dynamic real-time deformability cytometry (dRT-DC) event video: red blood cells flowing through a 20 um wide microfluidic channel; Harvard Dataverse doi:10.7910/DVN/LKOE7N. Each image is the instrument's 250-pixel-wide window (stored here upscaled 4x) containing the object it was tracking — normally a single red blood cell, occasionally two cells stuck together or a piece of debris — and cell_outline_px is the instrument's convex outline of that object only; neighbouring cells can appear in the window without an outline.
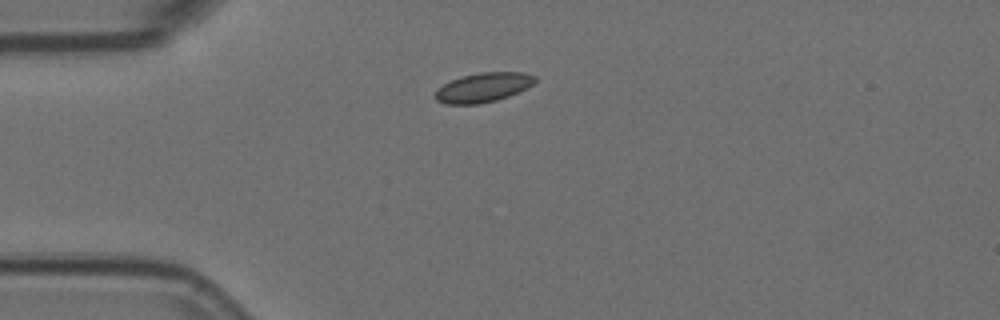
{"species": "Egyptian fruit bat (a non-hibernating species)", "species_latin": "Rousettus aegyptiacus", "temperature_condition": "room temperature", "stored_images_in_passage": 12, "camera_frame_rate_fps": 3000, "um_per_image_px": 0.085, "animal": {"sex": "female"}, "frame": {"image": 1, "passage_image": 2, "time_ms": 0.333, "image_size_px": [1000, 320], "cell_outline_px": [[536, 80], [532, 84], [508, 96], [496, 100], [480, 104], [444, 104], [436, 100], [436, 88], [452, 80], [464, 76], [480, 72], [524, 72], [536, 76]], "centroid_in_image_um": [41.05, 7.43], "position_along_channel_um": 43.9, "area_um2": 16.88}}
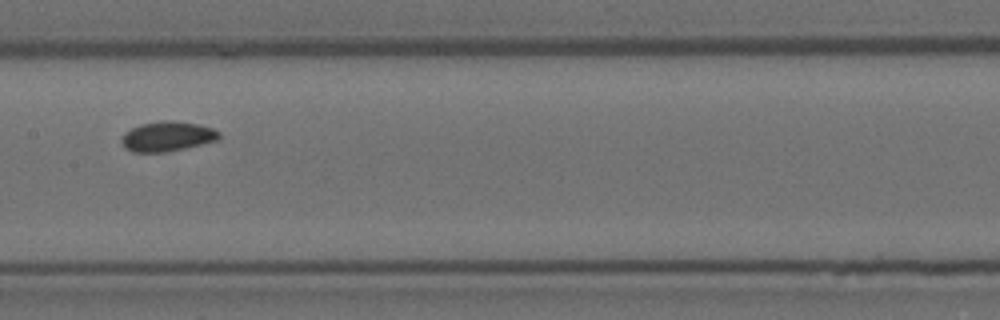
{"frame": {"image": 2, "passage_image": 6, "time_ms": 1.667, "image_size_px": [1000, 320], "cell_outline_px": [[220, 136], [216, 140], [184, 148], [164, 152], [132, 152], [124, 148], [120, 140], [124, 132], [140, 124], [160, 120], [172, 120], [196, 124], [212, 128], [220, 132]], "centroid_in_image_um": [14.16, 11.59], "position_along_channel_um": 193.2, "area_um2": 16.94}}
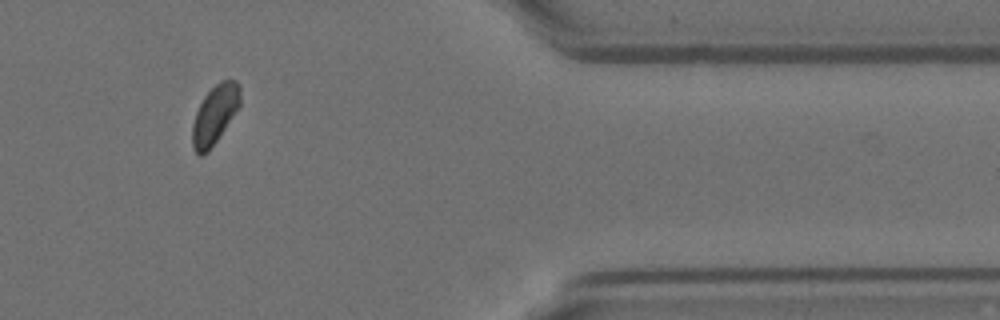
{"frame": {"image": 3, "passage_image": 11, "time_ms": 3.333, "image_size_px": [1000, 320], "cell_outline_px": [[240, 104], [208, 152], [200, 156], [192, 148], [192, 124], [196, 112], [204, 96], [220, 80], [236, 80], [240, 84]], "centroid_in_image_um": [18.24, 9.73], "position_along_channel_um": 393.2, "area_um2": 16.07}}